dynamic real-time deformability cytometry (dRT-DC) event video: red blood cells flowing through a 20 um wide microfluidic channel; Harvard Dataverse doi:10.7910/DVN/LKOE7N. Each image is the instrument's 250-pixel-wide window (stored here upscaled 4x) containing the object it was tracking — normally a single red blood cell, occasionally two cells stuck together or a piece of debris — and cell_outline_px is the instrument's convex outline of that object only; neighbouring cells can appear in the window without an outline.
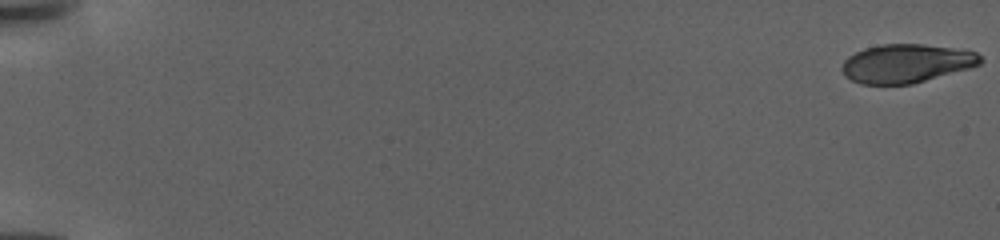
{"species": "human", "species_latin": "Homo sapiens", "temperature_condition": "warm", "stored_images_in_passage": 139, "camera_frame_rate_fps": 3000, "um_per_image_px": 0.085, "donor": {"sex": "female"}, "frame": {"image": 1, "passage_image": 1, "time_ms": 0.0, "image_size_px": [1000, 240], "cell_outline_px": [[984, 60], [980, 64], [968, 68], [912, 84], [860, 84], [844, 76], [840, 68], [844, 60], [848, 56], [864, 48], [880, 44], [920, 44], [952, 48], [976, 52]], "centroid_in_image_um": [76.98, 5.39], "position_along_channel_um": 8.0, "area_um2": 31.04}}
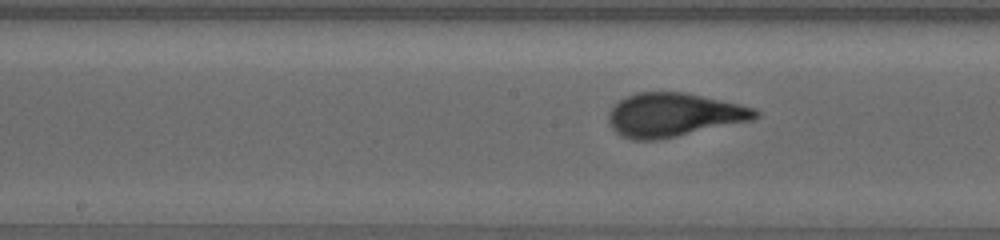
{"frame": {"image": 2, "passage_image": 76, "time_ms": 25.0, "image_size_px": [1000, 240], "cell_outline_px": [[760, 116], [752, 120], [676, 136], [656, 140], [632, 140], [620, 136], [608, 124], [608, 112], [620, 100], [636, 92], [684, 92], [740, 104], [756, 108], [760, 112]], "centroid_in_image_um": [57.25, 9.76], "position_along_channel_um": 190.9, "area_um2": 37.28}}
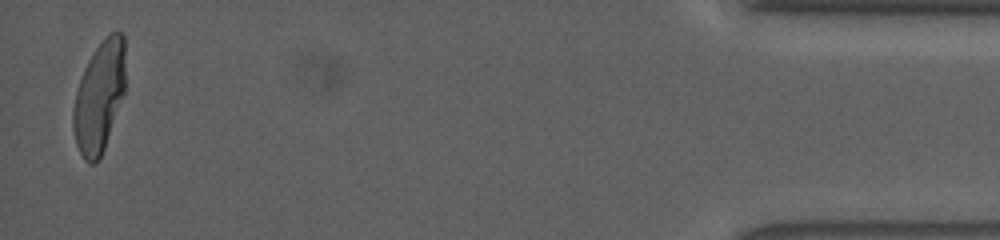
{"frame": {"image": 3, "passage_image": 136, "time_ms": 45.0, "image_size_px": [1000, 240], "cell_outline_px": [[124, 92], [104, 148], [100, 156], [92, 164], [88, 164], [84, 160], [76, 144], [72, 128], [72, 112], [76, 92], [84, 68], [88, 60], [96, 48], [108, 32], [120, 32], [124, 36]], "centroid_in_image_um": [8.41, 8.22], "position_along_channel_um": 426.8, "area_um2": 33.35}}